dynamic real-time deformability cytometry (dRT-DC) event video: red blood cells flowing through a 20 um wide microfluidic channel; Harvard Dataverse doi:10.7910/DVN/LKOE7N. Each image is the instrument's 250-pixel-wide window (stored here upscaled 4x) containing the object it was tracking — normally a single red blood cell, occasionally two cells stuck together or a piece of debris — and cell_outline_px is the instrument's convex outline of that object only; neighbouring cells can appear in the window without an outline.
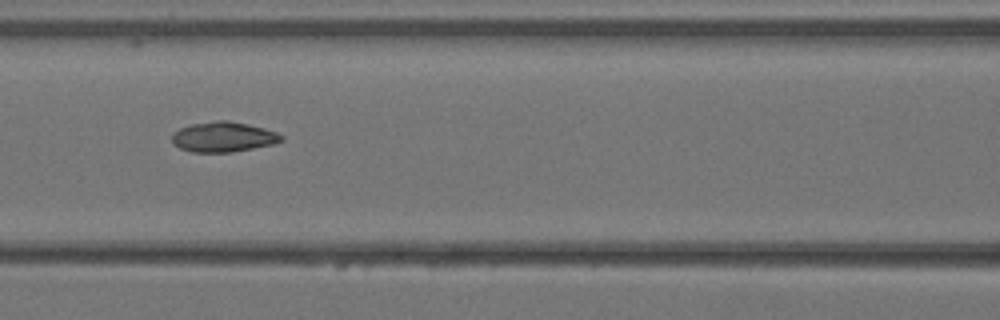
{"species": "Egyptian fruit bat (a non-hibernating species)", "species_latin": "Rousettus aegyptiacus", "temperature_condition": "warm", "stored_images_in_passage": 4, "camera_frame_rate_fps": 3000, "um_per_image_px": 0.085, "animal": {"sex": "female"}, "frame": {"image": 1, "passage_image": 3, "time_ms": 0.667, "image_size_px": [1000, 320], "cell_outline_px": [[284, 140], [276, 144], [232, 152], [192, 152], [180, 148], [172, 140], [172, 132], [180, 128], [192, 124], [216, 120], [228, 120], [248, 124], [264, 128], [276, 132], [284, 136]], "centroid_in_image_um": [19.02, 11.63], "position_along_channel_um": 147.6, "area_um2": 19.31}}